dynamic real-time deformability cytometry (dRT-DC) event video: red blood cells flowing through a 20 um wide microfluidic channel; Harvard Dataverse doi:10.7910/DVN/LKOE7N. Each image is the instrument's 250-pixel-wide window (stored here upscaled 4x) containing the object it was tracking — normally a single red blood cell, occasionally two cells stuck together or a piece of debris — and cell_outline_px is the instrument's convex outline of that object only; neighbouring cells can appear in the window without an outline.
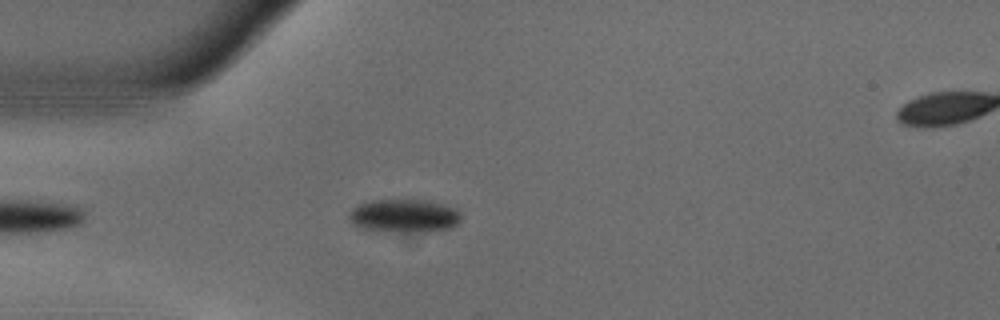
{"species": "common noctule bat (a hibernating species)", "species_latin": "Nyctalus noctula", "temperature_condition": "warm", "stored_images_in_passage": 18, "camera_frame_rate_fps": 3000, "um_per_image_px": 0.085, "animal": {"sex": "male", "body_mass_g": 18.8}, "frame": {"image": 1, "passage_image": 2, "time_ms": 0.333, "image_size_px": [1000, 320], "cell_outline_px": [[460, 220], [456, 224], [448, 228], [412, 236], [404, 236], [380, 232], [364, 228], [356, 224], [348, 216], [348, 212], [352, 208], [368, 200], [424, 200], [444, 204], [456, 208], [460, 212]], "centroid_in_image_um": [34.37, 18.4], "position_along_channel_um": 50.6, "area_um2": 22.72}}